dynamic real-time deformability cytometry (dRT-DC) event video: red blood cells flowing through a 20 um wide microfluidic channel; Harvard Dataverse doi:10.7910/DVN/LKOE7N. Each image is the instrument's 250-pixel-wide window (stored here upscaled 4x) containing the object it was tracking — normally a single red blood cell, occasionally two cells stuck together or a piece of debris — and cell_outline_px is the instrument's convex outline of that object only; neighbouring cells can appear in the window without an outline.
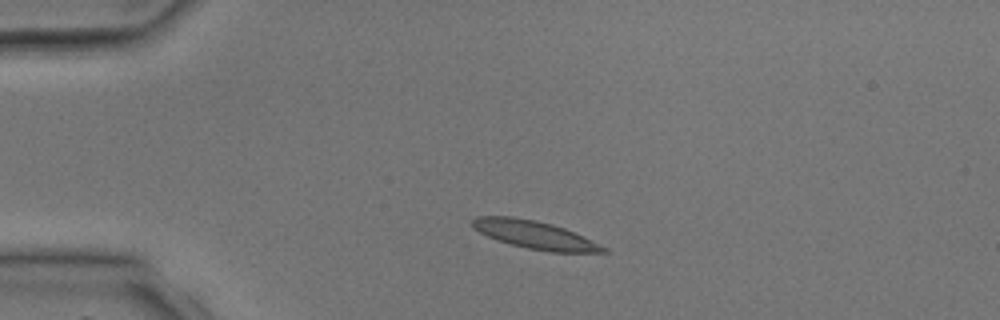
{"species": "common noctule bat (a hibernating species)", "species_latin": "Nyctalus noctula", "temperature_condition": "room temperature", "stored_images_in_passage": 2, "camera_frame_rate_fps": 3000, "um_per_image_px": 0.085, "animal": {"sex": "male", "body_mass_g": 17.9, "forearm_length_mm": 54.2}, "frame": {"image": 1, "passage_image": 2, "time_ms": 1.333, "image_size_px": [1000, 320], "cell_outline_px": [[608, 252], [548, 252], [528, 248], [496, 240], [472, 228], [472, 220], [476, 216], [512, 216], [536, 220], [552, 224], [564, 228], [584, 236], [608, 248]], "centroid_in_image_um": [45.46, 19.95], "position_along_channel_um": 39.5, "area_um2": 21.33}}